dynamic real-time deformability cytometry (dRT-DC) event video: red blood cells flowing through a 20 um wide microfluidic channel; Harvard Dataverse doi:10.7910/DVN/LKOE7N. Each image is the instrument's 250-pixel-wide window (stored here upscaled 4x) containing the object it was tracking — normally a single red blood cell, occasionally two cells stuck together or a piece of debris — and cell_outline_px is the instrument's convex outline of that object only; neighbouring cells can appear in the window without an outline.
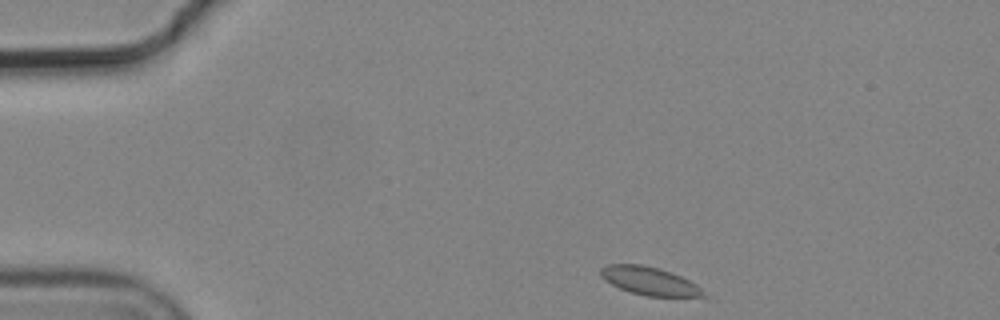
{"species": "common noctule bat (a hibernating species)", "species_latin": "Nyctalus noctula", "temperature_condition": "cold", "stored_images_in_passage": 4, "camera_frame_rate_fps": 3000, "um_per_image_px": 0.085, "animal": {"sex": "male", "body_mass_g": 19.2, "forearm_length_mm": 51.8}, "frame": {"image": 1, "passage_image": 1, "time_ms": 0.0, "image_size_px": [1000, 320], "cell_outline_px": [[708, 300], [648, 296], [632, 292], [620, 288], [604, 280], [600, 276], [600, 268], [608, 264], [644, 264], [660, 268], [672, 272], [696, 284], [708, 296]], "centroid_in_image_um": [55.34, 23.93], "position_along_channel_um": 29.7, "area_um2": 17.63}}